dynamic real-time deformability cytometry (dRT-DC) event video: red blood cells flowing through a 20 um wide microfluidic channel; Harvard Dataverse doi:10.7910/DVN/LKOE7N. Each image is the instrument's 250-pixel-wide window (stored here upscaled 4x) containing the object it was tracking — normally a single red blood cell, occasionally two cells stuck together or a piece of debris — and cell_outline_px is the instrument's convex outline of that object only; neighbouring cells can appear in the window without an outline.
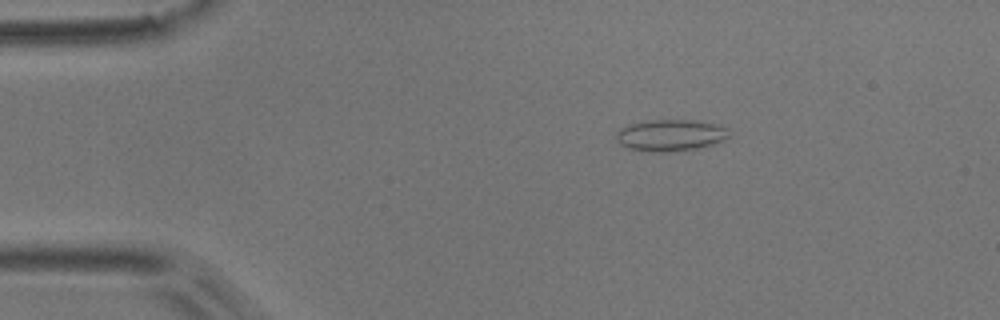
{"species": "common noctule bat (a hibernating species)", "species_latin": "Nyctalus noctula", "temperature_condition": "room temperature", "stored_images_in_passage": 5, "camera_frame_rate_fps": 3000, "um_per_image_px": 0.085, "animal": {"sex": "male", "body_mass_g": 17.9}, "frame": {"image": 1, "passage_image": 2, "time_ms": 0.333, "image_size_px": [1000, 320], "cell_outline_px": [[728, 136], [724, 140], [704, 148], [676, 152], [652, 152], [628, 148], [620, 144], [616, 140], [616, 132], [620, 128], [628, 124], [648, 120], [696, 120], [716, 124], [724, 128]], "centroid_in_image_um": [56.96, 11.51], "position_along_channel_um": 28.0, "area_um2": 21.04}}
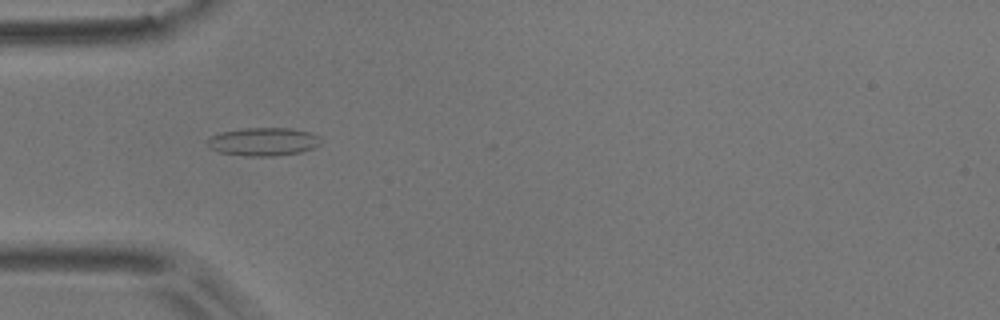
{"frame": {"image": 2, "passage_image": 4, "time_ms": 1.0, "image_size_px": [1000, 320], "cell_outline_px": [[320, 144], [312, 148], [300, 152], [272, 156], [248, 156], [220, 152], [212, 148], [208, 144], [208, 140], [212, 136], [220, 132], [244, 128], [292, 128], [308, 132], [320, 136]], "centroid_in_image_um": [22.41, 12.03], "position_along_channel_um": 62.6, "area_um2": 18.38}}